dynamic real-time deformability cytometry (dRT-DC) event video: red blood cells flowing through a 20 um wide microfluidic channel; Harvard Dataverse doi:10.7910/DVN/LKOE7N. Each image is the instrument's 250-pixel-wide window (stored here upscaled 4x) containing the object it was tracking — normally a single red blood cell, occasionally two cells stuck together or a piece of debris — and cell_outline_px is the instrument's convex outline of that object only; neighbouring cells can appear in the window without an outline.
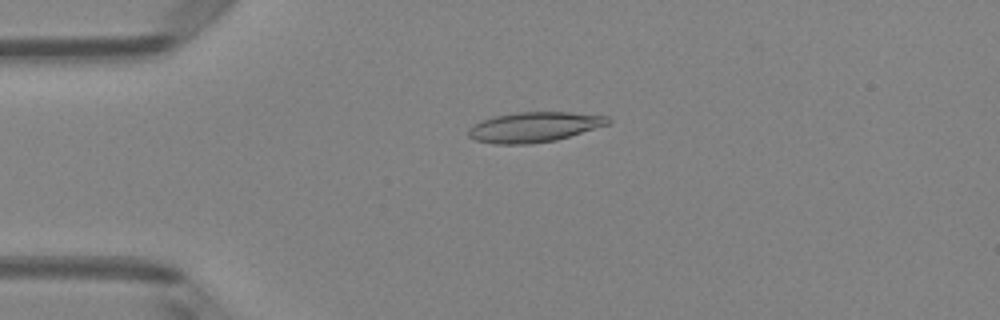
{"species": "Egyptian fruit bat (a non-hibernating species)", "species_latin": "Rousettus aegyptiacus", "temperature_condition": "room temperature", "stored_images_in_passage": 40, "camera_frame_rate_fps": 3000, "um_per_image_px": 0.085, "animal": {"sex": "female"}, "frame": {"image": 1, "passage_image": 5, "time_ms": 1.333, "image_size_px": [1000, 320], "cell_outline_px": [[612, 120], [608, 124], [556, 140], [528, 144], [492, 144], [476, 140], [468, 136], [468, 128], [480, 120], [496, 116], [516, 112], [568, 112], [608, 116]], "centroid_in_image_um": [45.37, 10.8], "position_along_channel_um": 39.6, "area_um2": 24.39}}
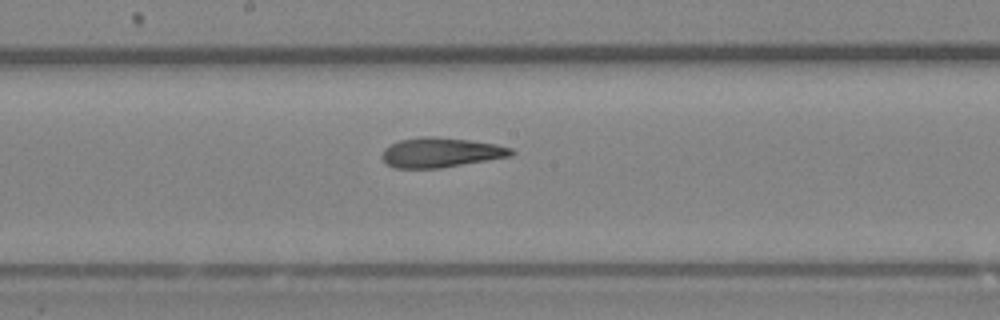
{"frame": {"image": 2, "passage_image": 20, "time_ms": 6.333, "image_size_px": [1000, 320], "cell_outline_px": [[516, 152], [512, 156], [440, 168], [392, 168], [380, 156], [384, 148], [400, 140], [424, 136], [432, 136], [468, 140], [496, 144], [512, 148]], "centroid_in_image_um": [37.47, 12.96], "position_along_channel_um": 210.7, "area_um2": 22.37}}
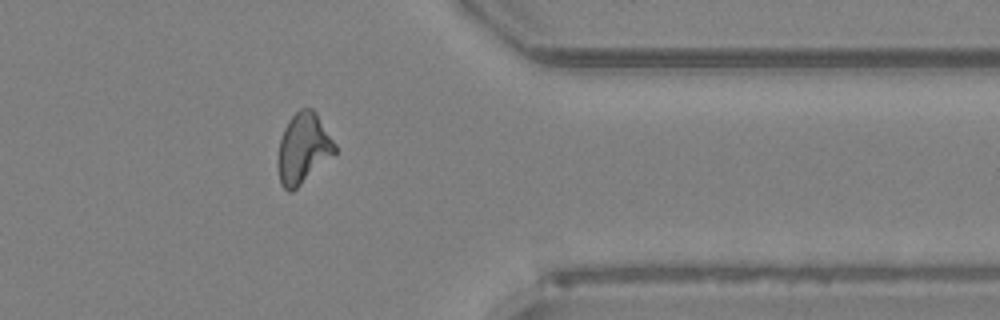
{"frame": {"image": 3, "passage_image": 34, "time_ms": 11.0, "image_size_px": [1000, 320], "cell_outline_px": [[336, 152], [292, 192], [288, 192], [280, 184], [280, 140], [284, 128], [288, 120], [300, 108], [312, 108], [316, 112], [336, 144]], "centroid_in_image_um": [25.8, 12.58], "position_along_channel_um": 385.6, "area_um2": 22.72}, "authors_computed_cell_mechanics": {"area_um2": 22.831, "velocity_mm_per_s": 4.0132, "shape_relaxation_time_tau1_ms": null, "shape_relaxation_time_tau2_ms": 2.7891, "deformation_change_tau1": null, "deformation_change_tau2": 0.1324}}